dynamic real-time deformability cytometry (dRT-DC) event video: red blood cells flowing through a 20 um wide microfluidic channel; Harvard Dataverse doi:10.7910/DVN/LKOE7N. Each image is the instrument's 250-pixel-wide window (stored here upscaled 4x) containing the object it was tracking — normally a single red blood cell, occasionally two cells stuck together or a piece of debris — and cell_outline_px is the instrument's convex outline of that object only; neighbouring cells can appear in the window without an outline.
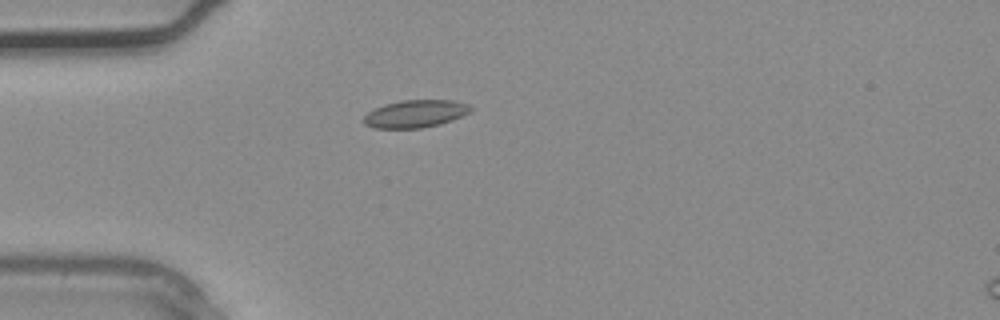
{"species": "common noctule bat (a hibernating species)", "species_latin": "Nyctalus noctula", "temperature_condition": "warm", "stored_images_in_passage": 3, "camera_frame_rate_fps": 3000, "um_per_image_px": 0.085, "animal": {"sex": "male", "body_mass_g": 20.4}, "frame": {"image": 1, "passage_image": 2, "time_ms": 0.333, "image_size_px": [1000, 320], "cell_outline_px": [[472, 112], [452, 120], [440, 124], [420, 128], [376, 128], [364, 124], [360, 120], [368, 112], [384, 104], [404, 100], [452, 100], [468, 104], [472, 108]], "centroid_in_image_um": [35.3, 9.67], "position_along_channel_um": 49.7, "area_um2": 17.22}}